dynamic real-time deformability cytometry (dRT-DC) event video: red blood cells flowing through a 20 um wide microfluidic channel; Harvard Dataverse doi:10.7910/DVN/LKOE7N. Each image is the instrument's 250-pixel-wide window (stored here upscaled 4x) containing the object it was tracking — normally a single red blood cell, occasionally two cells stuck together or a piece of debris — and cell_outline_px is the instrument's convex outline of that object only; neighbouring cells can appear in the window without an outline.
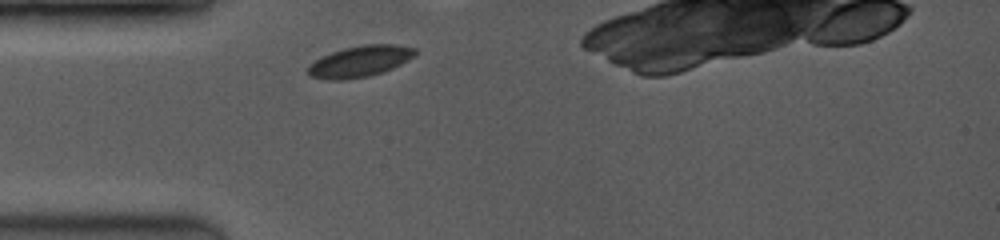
{"species": "common noctule bat (a hibernating species)", "species_latin": "Nyctalus noctula", "temperature_condition": "room temperature", "stored_images_in_passage": 17, "camera_frame_rate_fps": 3500, "um_per_image_px": 0.085, "animal": {"sex": "female", "body_mass_g": 19.0, "forearm_length_mm": 53.3}, "frame": {"image": 1, "passage_image": 1, "time_ms": 0.0, "image_size_px": [1000, 240], "cell_outline_px": [[416, 52], [412, 56], [400, 64], [392, 68], [368, 76], [344, 80], [328, 80], [312, 76], [308, 72], [308, 68], [320, 56], [344, 48], [364, 44], [396, 44], [416, 48]], "centroid_in_image_um": [30.59, 5.2], "position_along_channel_um": 54.4, "area_um2": 19.13}}
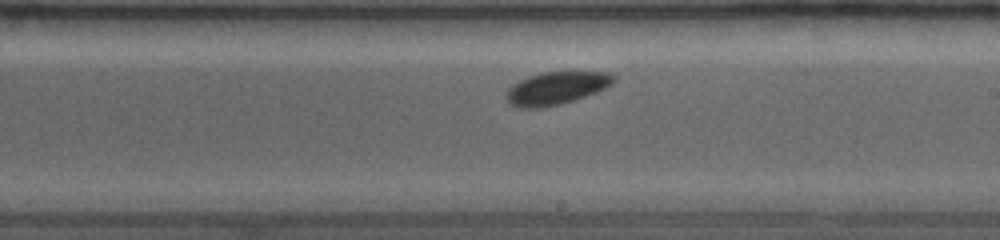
{"frame": {"image": 2, "passage_image": 16, "time_ms": 4.286, "image_size_px": [1000, 240], "cell_outline_px": [[616, 80], [612, 84], [596, 92], [560, 104], [544, 108], [520, 108], [508, 104], [504, 96], [508, 88], [512, 84], [528, 76], [544, 72], [608, 72], [616, 76]], "centroid_in_image_um": [47.24, 7.5], "position_along_channel_um": 241.8, "area_um2": 20.58}}